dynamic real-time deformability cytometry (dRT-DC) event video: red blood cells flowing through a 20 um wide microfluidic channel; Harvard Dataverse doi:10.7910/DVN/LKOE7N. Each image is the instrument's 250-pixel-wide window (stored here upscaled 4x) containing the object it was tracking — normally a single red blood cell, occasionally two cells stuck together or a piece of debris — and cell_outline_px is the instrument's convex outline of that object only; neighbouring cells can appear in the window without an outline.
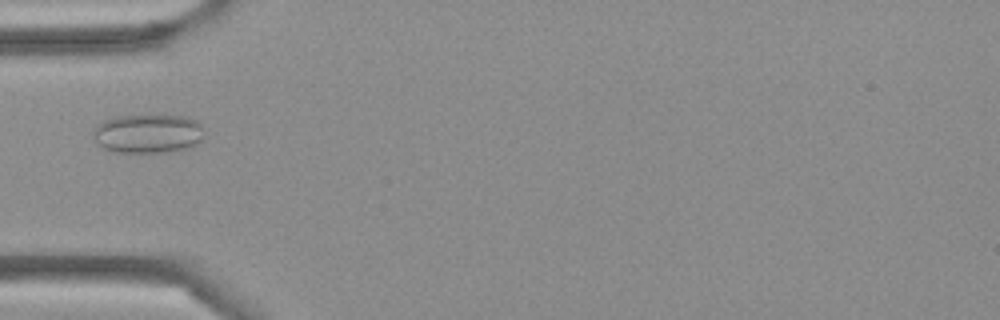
{"species": "Egyptian fruit bat (a non-hibernating species)", "species_latin": "Rousettus aegyptiacus", "temperature_condition": "cold", "stored_images_in_passage": 5, "camera_frame_rate_fps": 3000, "um_per_image_px": 0.085, "frame": {"image": 1, "passage_image": 4, "time_ms": 1.0, "image_size_px": [1000, 320], "cell_outline_px": [[204, 136], [196, 144], [188, 148], [168, 152], [112, 152], [104, 148], [92, 136], [92, 132], [104, 120], [116, 116], [184, 116], [196, 120], [200, 124]], "centroid_in_image_um": [12.58, 11.36], "position_along_channel_um": 72.4, "area_um2": 25.03}}